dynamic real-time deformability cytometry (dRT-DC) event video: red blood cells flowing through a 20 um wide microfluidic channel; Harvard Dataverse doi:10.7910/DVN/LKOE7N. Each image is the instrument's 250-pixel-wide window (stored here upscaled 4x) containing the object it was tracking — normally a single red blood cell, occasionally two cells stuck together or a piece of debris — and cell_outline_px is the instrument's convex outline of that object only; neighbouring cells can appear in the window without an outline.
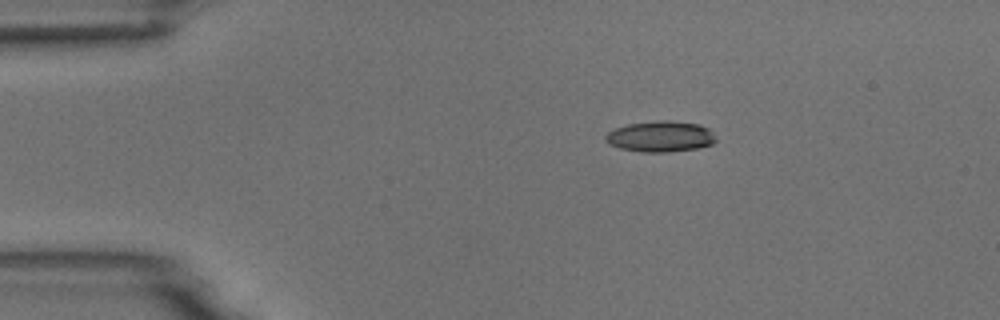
{"species": "common noctule bat (a hibernating species)", "species_latin": "Nyctalus noctula", "temperature_condition": "room temperature", "stored_images_in_passage": 4, "camera_frame_rate_fps": 3000, "um_per_image_px": 0.085, "animal": {"sex": "male", "body_mass_g": 18.8}, "frame": {"image": 1, "passage_image": 1, "time_ms": 0.0, "image_size_px": [1000, 320], "cell_outline_px": [[716, 140], [712, 144], [696, 148], [668, 152], [640, 152], [620, 148], [608, 144], [604, 140], [604, 136], [608, 132], [616, 128], [628, 124], [656, 120], [664, 120], [700, 124], [708, 128], [712, 132]], "centroid_in_image_um": [56.11, 11.6], "position_along_channel_um": 28.9, "area_um2": 19.88}}
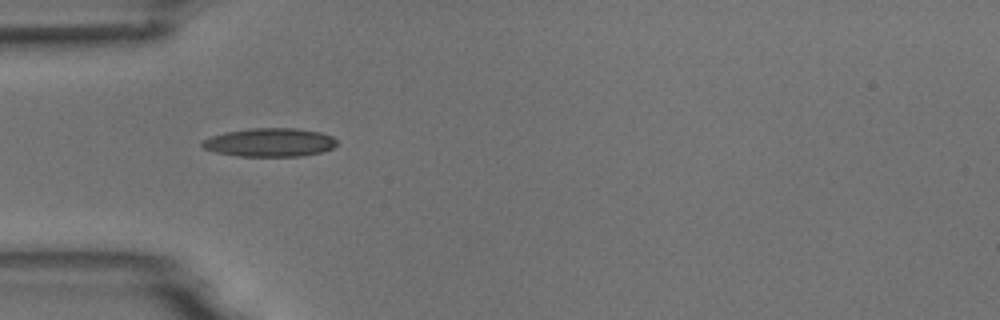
{"frame": {"image": 2, "passage_image": 3, "time_ms": 2.333, "image_size_px": [1000, 320], "cell_outline_px": [[336, 144], [332, 148], [320, 152], [300, 156], [236, 156], [216, 152], [204, 148], [200, 144], [204, 140], [212, 136], [224, 132], [252, 128], [296, 128], [320, 132], [332, 136], [336, 140]], "centroid_in_image_um": [22.92, 12.1], "position_along_channel_um": 62.1, "area_um2": 22.25}}